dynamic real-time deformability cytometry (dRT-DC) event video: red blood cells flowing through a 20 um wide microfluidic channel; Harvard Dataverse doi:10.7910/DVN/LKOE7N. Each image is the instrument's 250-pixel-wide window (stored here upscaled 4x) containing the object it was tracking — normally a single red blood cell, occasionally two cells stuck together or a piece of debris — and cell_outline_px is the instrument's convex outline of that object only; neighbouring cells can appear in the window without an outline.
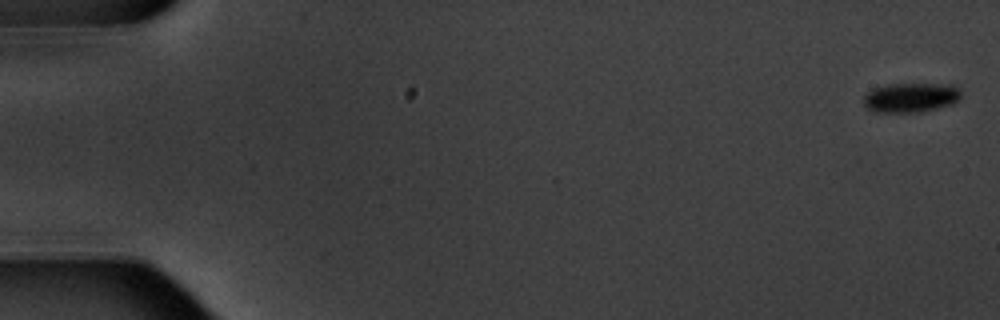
{"species": "common noctule bat (a hibernating species)", "species_latin": "Nyctalus noctula", "temperature_condition": "warm", "stored_images_in_passage": 7, "camera_frame_rate_fps": 3000, "um_per_image_px": 0.085, "animal": {"sex": "male", "body_mass_g": 20.1, "forearm_length_mm": 53.5}, "frame": {"image": 1, "passage_image": 1, "time_ms": 0.0, "image_size_px": [1000, 320], "cell_outline_px": [[960, 96], [952, 104], [920, 112], [876, 112], [868, 108], [864, 104], [864, 96], [868, 92], [876, 88], [888, 84], [952, 84], [960, 88]], "centroid_in_image_um": [77.43, 8.28], "position_along_channel_um": 7.6, "area_um2": 16.59}}
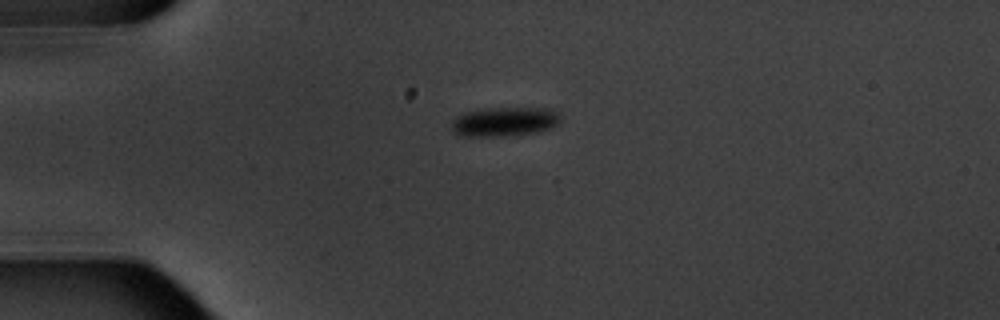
{"frame": {"image": 2, "passage_image": 5, "time_ms": 4.667, "image_size_px": [1000, 320], "cell_outline_px": [[560, 120], [556, 124], [548, 128], [536, 132], [504, 136], [456, 136], [452, 132], [452, 120], [456, 116], [464, 112], [484, 108], [552, 108], [560, 112]], "centroid_in_image_um": [42.84, 10.33], "position_along_channel_um": 42.2, "area_um2": 18.79}}
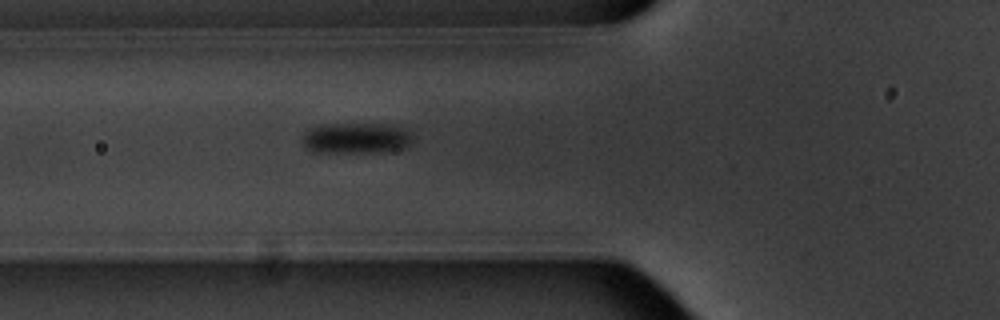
{"frame": {"image": 3, "passage_image": 7, "time_ms": 7.0, "image_size_px": [1000, 320], "cell_outline_px": [[412, 140], [404, 148], [364, 152], [312, 152], [300, 140], [304, 132], [312, 128], [328, 124], [380, 124], [404, 128], [412, 132]], "centroid_in_image_um": [30.24, 11.73], "position_along_channel_um": 95.6, "area_um2": 19.48}}